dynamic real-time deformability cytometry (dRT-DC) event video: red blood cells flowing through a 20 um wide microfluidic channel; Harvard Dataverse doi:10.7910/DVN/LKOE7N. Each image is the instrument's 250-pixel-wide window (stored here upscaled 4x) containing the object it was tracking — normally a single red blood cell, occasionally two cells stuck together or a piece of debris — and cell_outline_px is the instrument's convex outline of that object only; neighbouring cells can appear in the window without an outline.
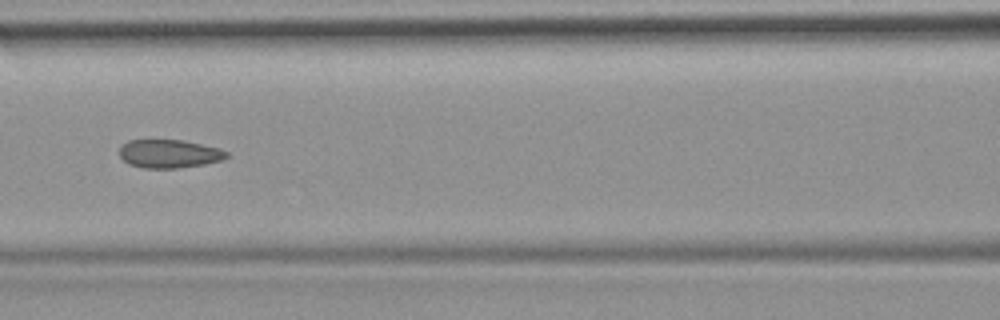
{"species": "common noctule bat (a hibernating species)", "species_latin": "Nyctalus noctula", "temperature_condition": "room temperature", "stored_images_in_passage": 50, "camera_frame_rate_fps": 3000, "um_per_image_px": 0.085, "animal": {"sex": "female", "body_mass_g": 19.9}, "frame": {"image": 1, "passage_image": 22, "time_ms": 7.0, "image_size_px": [1000, 320], "cell_outline_px": [[228, 156], [220, 160], [204, 164], [176, 168], [144, 168], [128, 164], [120, 156], [120, 148], [128, 140], [184, 140], [220, 148], [228, 152]], "centroid_in_image_um": [14.38, 13.06], "position_along_channel_um": 152.2, "area_um2": 17.63}, "authors_computed_cell_mechanics": {"area_um2": 18.5827, "velocity_mm_per_s": 3.9103, "shape_relaxation_time_tau1_ms": null, "shape_relaxation_time_tau2_ms": 1.5327, "deformation_change_tau1": null, "deformation_change_tau2": 0.085}}